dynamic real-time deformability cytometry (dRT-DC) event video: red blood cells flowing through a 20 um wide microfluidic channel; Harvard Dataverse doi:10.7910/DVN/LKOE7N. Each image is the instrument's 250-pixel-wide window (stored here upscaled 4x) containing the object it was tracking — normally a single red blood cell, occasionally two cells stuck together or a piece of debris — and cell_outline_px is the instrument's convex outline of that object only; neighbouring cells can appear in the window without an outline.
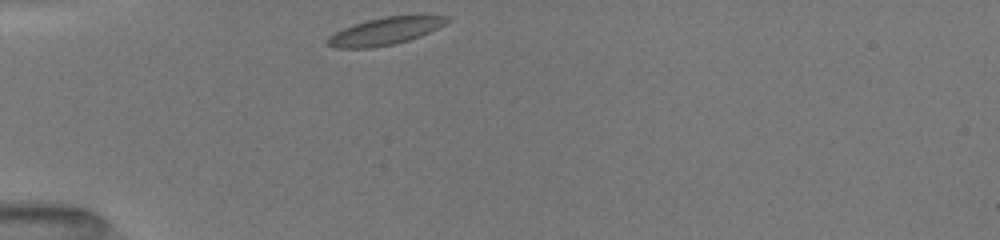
{"species": "common noctule bat (a hibernating species)", "species_latin": "Nyctalus noctula", "temperature_condition": "room temperature", "stored_images_in_passage": 31, "camera_frame_rate_fps": 3000, "um_per_image_px": 0.085, "animal": {"sex": "female", "body_mass_g": 19.5, "forearm_length_mm": 54.1}, "frame": {"image": 1, "passage_image": 1, "time_ms": 0.0, "image_size_px": [1000, 240], "cell_outline_px": [[452, 20], [420, 36], [396, 44], [372, 48], [336, 48], [324, 44], [324, 40], [328, 36], [352, 24], [384, 16], [448, 16]], "centroid_in_image_um": [32.66, 2.67], "position_along_channel_um": 52.3, "area_um2": 19.02}}
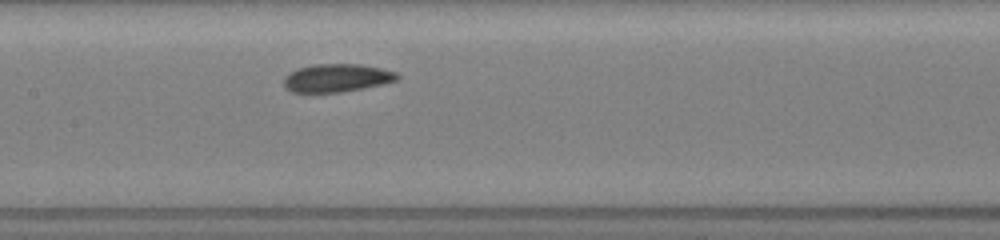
{"frame": {"image": 2, "passage_image": 12, "time_ms": 3.667, "image_size_px": [1000, 240], "cell_outline_px": [[400, 76], [396, 80], [364, 88], [340, 92], [292, 92], [284, 88], [284, 76], [288, 72], [296, 68], [312, 64], [360, 64], [380, 68], [396, 72]], "centroid_in_image_um": [28.56, 6.61], "position_along_channel_um": 178.8, "area_um2": 18.61}}
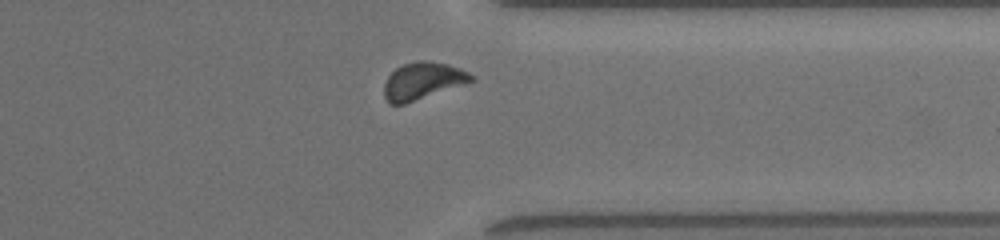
{"frame": {"image": 3, "passage_image": 27, "time_ms": 8.667, "image_size_px": [1000, 240], "cell_outline_px": [[472, 80], [404, 104], [388, 104], [384, 96], [384, 84], [388, 76], [396, 68], [404, 64], [416, 60], [424, 60], [448, 64], [460, 68], [468, 72], [472, 76]], "centroid_in_image_um": [35.85, 6.86], "position_along_channel_um": 375.5, "area_um2": 18.32}, "authors_computed_cell_mechanics": {"area_um2": 18.6116, "velocity_mm_per_s": 3.9585, "shape_relaxation_time_tau1_ms": 1.9157, "shape_relaxation_time_tau2_ms": 2.5529, "deformation_change_tau1": 0.0818, "deformation_change_tau2": 0.0701}}